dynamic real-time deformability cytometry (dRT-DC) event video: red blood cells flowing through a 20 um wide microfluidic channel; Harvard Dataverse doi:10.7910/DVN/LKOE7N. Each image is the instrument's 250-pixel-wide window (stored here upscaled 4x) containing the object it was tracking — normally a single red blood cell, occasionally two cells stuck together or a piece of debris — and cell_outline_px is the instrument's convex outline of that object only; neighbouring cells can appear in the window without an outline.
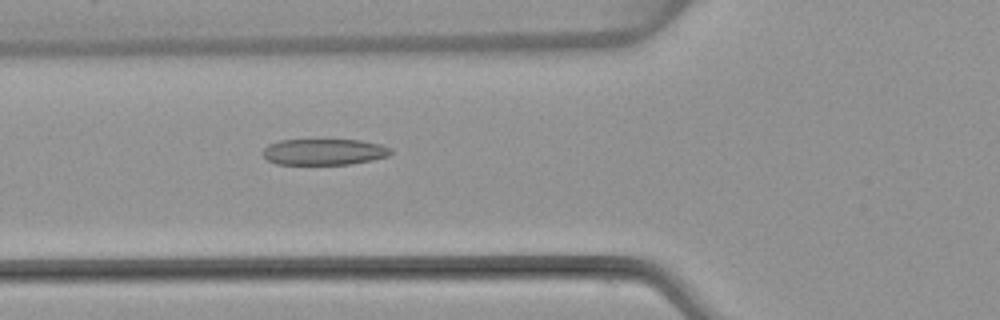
{"species": "common noctule bat (a hibernating species)", "species_latin": "Nyctalus noctula", "temperature_condition": "warm", "stored_images_in_passage": 38, "camera_frame_rate_fps": 3000, "um_per_image_px": 0.085, "animal": {"sex": "female", "body_mass_g": 22.7, "forearm_length_mm": 54.2}, "frame": {"image": 1, "passage_image": 6, "time_ms": 1.667, "image_size_px": [1000, 320], "cell_outline_px": [[392, 152], [388, 156], [372, 160], [352, 164], [276, 164], [268, 160], [260, 152], [268, 144], [280, 140], [360, 140], [380, 144], [392, 148]], "centroid_in_image_um": [27.54, 12.91], "position_along_channel_um": 98.3, "area_um2": 19.59}}
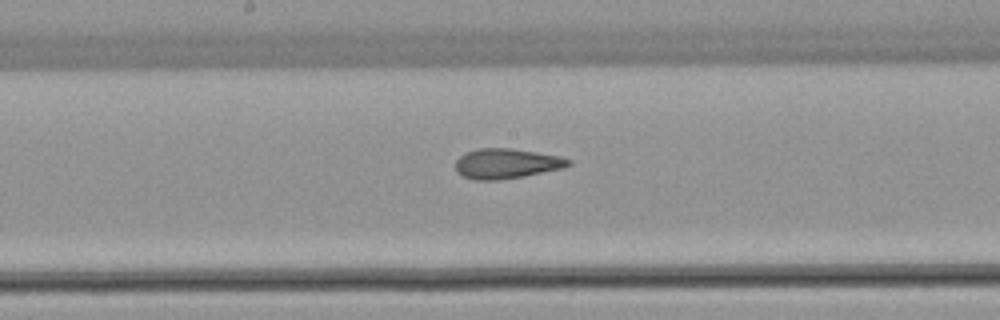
{"frame": {"image": 2, "passage_image": 14, "time_ms": 4.333, "image_size_px": [1000, 320], "cell_outline_px": [[572, 164], [564, 168], [524, 176], [500, 180], [476, 180], [464, 176], [456, 172], [456, 160], [464, 152], [480, 148], [512, 148], [560, 156], [572, 160]], "centroid_in_image_um": [43.07, 13.9], "position_along_channel_um": 205.1, "area_um2": 19.88}}
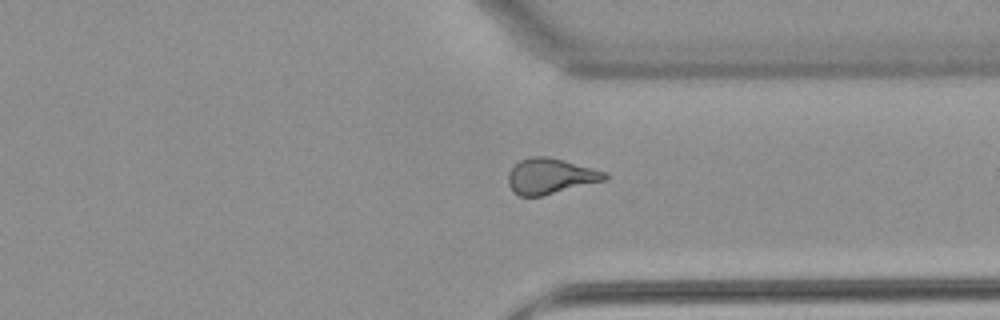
{"frame": {"image": 3, "passage_image": 26, "time_ms": 8.333, "image_size_px": [1000, 320], "cell_outline_px": [[608, 180], [544, 196], [520, 196], [508, 184], [508, 172], [520, 160], [528, 156], [548, 156], [564, 160], [592, 168], [604, 172], [608, 176]], "centroid_in_image_um": [46.8, 14.97], "position_along_channel_um": 364.6, "area_um2": 20.11}, "authors_computed_cell_mechanics": {"area_um2": 19.8832, "velocity_mm_per_s": 3.9883, "shape_relaxation_time_tau1_ms": null, "shape_relaxation_time_tau2_ms": 1.3909, "deformation_change_tau1": null, "deformation_change_tau2": 0.095}}